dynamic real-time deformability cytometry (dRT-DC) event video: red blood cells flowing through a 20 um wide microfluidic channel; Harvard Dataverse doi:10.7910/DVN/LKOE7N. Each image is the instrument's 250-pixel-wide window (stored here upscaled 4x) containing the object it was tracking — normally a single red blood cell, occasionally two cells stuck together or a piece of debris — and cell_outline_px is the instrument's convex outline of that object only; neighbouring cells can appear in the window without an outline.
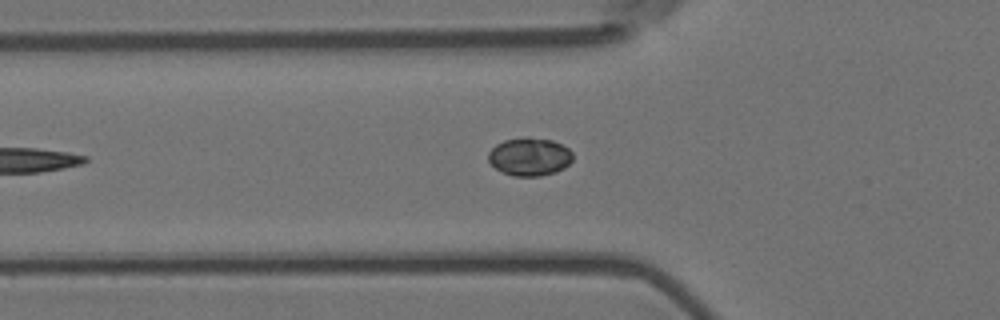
{"species": "Egyptian fruit bat (a non-hibernating species)", "species_latin": "Rousettus aegyptiacus", "temperature_condition": "room temperature", "stored_images_in_passage": 5, "camera_frame_rate_fps": 3000, "um_per_image_px": 0.085, "animal": {"sex": "female"}, "frame": {"image": 1, "passage_image": 4, "time_ms": 1.0, "image_size_px": [1000, 320], "cell_outline_px": [[572, 160], [564, 168], [556, 172], [540, 176], [512, 176], [496, 168], [488, 160], [488, 152], [496, 144], [504, 140], [524, 136], [528, 136], [552, 140], [568, 148], [572, 152]], "centroid_in_image_um": [45.01, 13.3], "position_along_channel_um": 80.8, "area_um2": 18.84}}
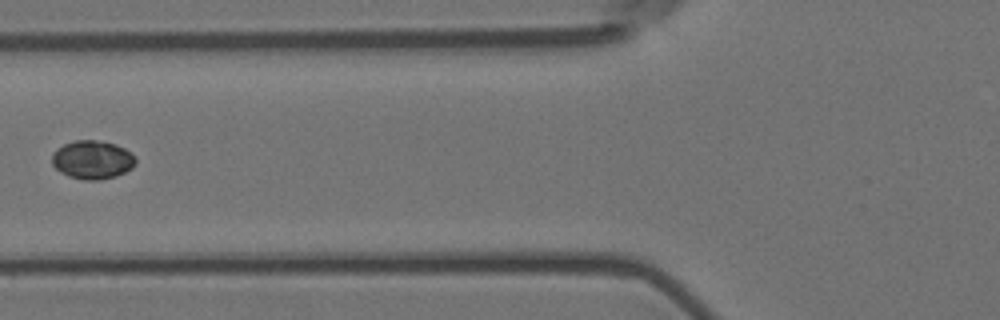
{"frame": {"image": 2, "passage_image": 5, "time_ms": 1.333, "image_size_px": [1000, 320], "cell_outline_px": [[136, 164], [132, 168], [116, 176], [100, 180], [84, 180], [68, 176], [60, 172], [52, 164], [52, 152], [56, 148], [64, 144], [76, 140], [96, 140], [116, 144], [124, 148], [136, 156]], "centroid_in_image_um": [7.85, 13.58], "position_along_channel_um": 117.9, "area_um2": 18.96}}